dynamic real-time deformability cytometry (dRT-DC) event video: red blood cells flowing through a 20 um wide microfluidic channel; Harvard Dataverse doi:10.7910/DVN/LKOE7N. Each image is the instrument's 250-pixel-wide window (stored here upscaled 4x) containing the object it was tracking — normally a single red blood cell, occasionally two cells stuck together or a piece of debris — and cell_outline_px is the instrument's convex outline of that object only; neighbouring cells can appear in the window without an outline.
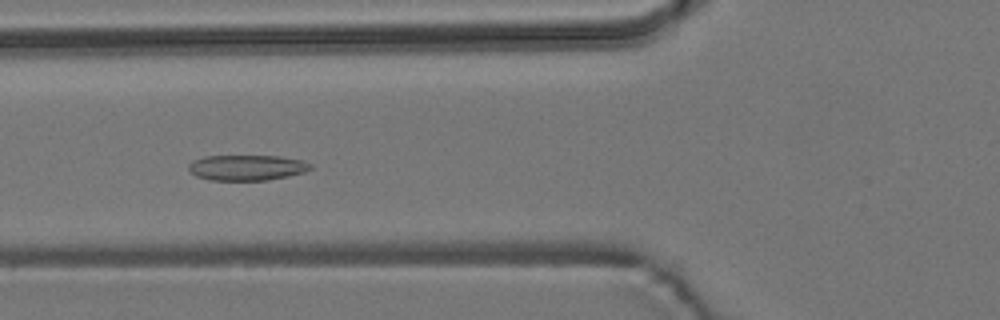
{"species": "common noctule bat (a hibernating species)", "species_latin": "Nyctalus noctula", "temperature_condition": "room temperature", "stored_images_in_passage": 7, "camera_frame_rate_fps": 3000, "um_per_image_px": 0.085, "animal": {"sex": "male", "body_mass_g": 19.2, "forearm_length_mm": 51.8}, "frame": {"image": 1, "passage_image": 6, "time_ms": 5.667, "image_size_px": [1000, 320], "cell_outline_px": [[312, 168], [304, 172], [288, 176], [268, 180], [208, 180], [196, 176], [188, 168], [188, 164], [192, 160], [204, 156], [280, 156], [304, 160], [312, 164]], "centroid_in_image_um": [20.99, 14.24], "position_along_channel_um": 104.8, "area_um2": 18.26}}
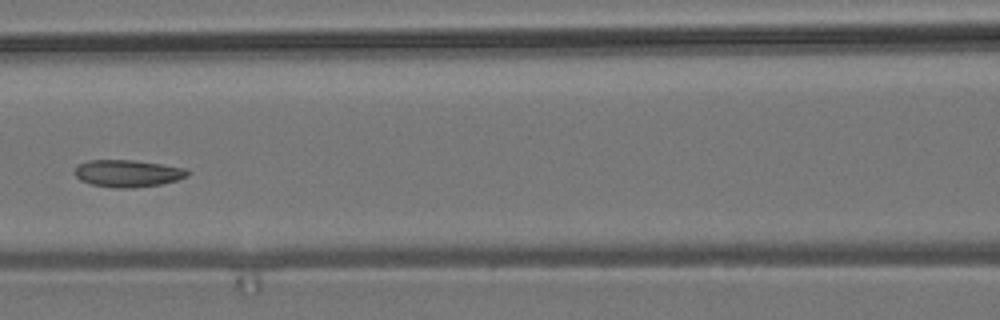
{"frame": {"image": 2, "passage_image": 7, "time_ms": 7.0, "image_size_px": [1000, 320], "cell_outline_px": [[192, 172], [188, 176], [176, 180], [160, 184], [132, 188], [116, 188], [92, 184], [80, 180], [76, 176], [76, 164], [88, 160], [132, 160], [160, 164], [184, 168]], "centroid_in_image_um": [10.85, 14.73], "position_along_channel_um": 155.7, "area_um2": 17.74}}